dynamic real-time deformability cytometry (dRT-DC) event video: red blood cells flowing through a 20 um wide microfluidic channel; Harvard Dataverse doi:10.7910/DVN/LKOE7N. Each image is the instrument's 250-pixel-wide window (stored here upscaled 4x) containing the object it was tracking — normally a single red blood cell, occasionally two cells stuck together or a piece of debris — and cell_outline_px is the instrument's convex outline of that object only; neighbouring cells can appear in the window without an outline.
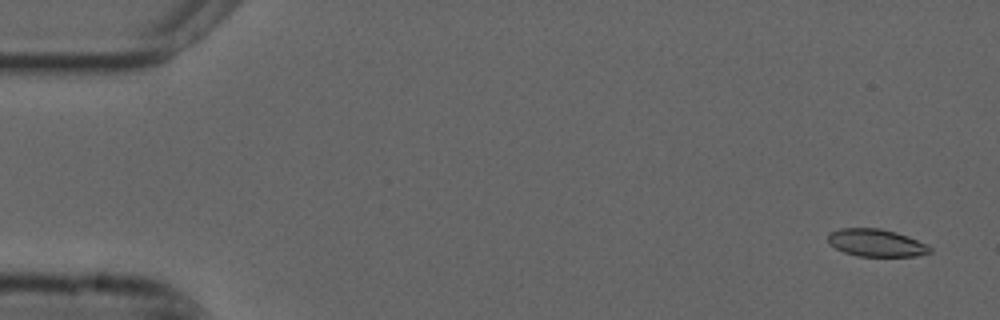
{"species": "common noctule bat (a hibernating species)", "species_latin": "Nyctalus noctula", "temperature_condition": "cold", "stored_images_in_passage": 12, "camera_frame_rate_fps": 3000, "um_per_image_px": 0.085, "animal": {"sex": "male", "forearm_length_mm": 52.5}, "frame": {"image": 1, "passage_image": 3, "time_ms": 0.667, "image_size_px": [1000, 320], "cell_outline_px": [[932, 252], [916, 256], [856, 256], [844, 252], [836, 248], [828, 240], [828, 236], [832, 232], [840, 228], [880, 228], [896, 232], [908, 236], [928, 244], [932, 248]], "centroid_in_image_um": [74.53, 20.64], "position_along_channel_um": 10.5, "area_um2": 16.3}}